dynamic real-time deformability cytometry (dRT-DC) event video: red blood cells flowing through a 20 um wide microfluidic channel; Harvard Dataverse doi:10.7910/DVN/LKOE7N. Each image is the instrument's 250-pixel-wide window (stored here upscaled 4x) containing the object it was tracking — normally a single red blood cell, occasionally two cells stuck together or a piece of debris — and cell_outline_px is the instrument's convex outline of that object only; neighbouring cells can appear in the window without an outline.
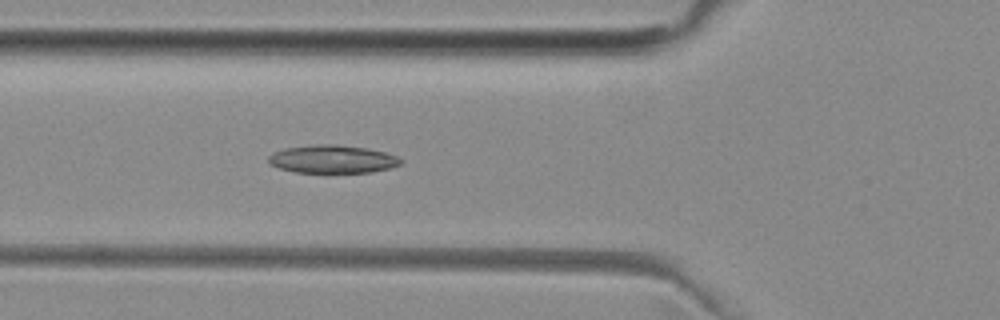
{"species": "common noctule bat (a hibernating species)", "species_latin": "Nyctalus noctula", "temperature_condition": "room temperature", "stored_images_in_passage": 52, "camera_frame_rate_fps": 3000, "um_per_image_px": 0.085, "animal": {"sex": "female", "body_mass_g": 29.2, "forearm_length_mm": 56.3}, "frame": {"image": 1, "passage_image": 18, "time_ms": 5.667, "image_size_px": [1000, 320], "cell_outline_px": [[404, 160], [400, 164], [392, 168], [372, 172], [296, 172], [280, 168], [272, 164], [268, 160], [268, 156], [272, 152], [284, 148], [316, 144], [336, 144], [364, 148], [384, 152], [396, 156]], "centroid_in_image_um": [28.27, 13.52], "position_along_channel_um": 97.5, "area_um2": 21.5}}
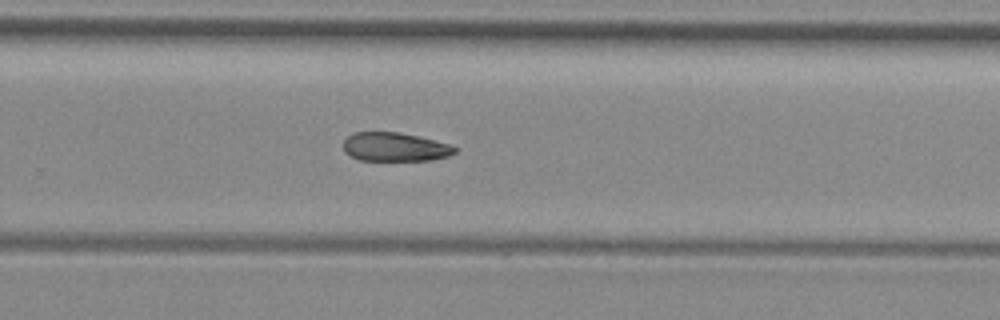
{"frame": {"image": 2, "passage_image": 33, "time_ms": 10.667, "image_size_px": [1000, 320], "cell_outline_px": [[456, 152], [448, 156], [432, 160], [360, 160], [344, 152], [344, 140], [352, 132], [400, 132], [420, 136], [452, 144], [456, 148]], "centroid_in_image_um": [33.6, 12.48], "position_along_channel_um": 296.2, "area_um2": 18.84}}
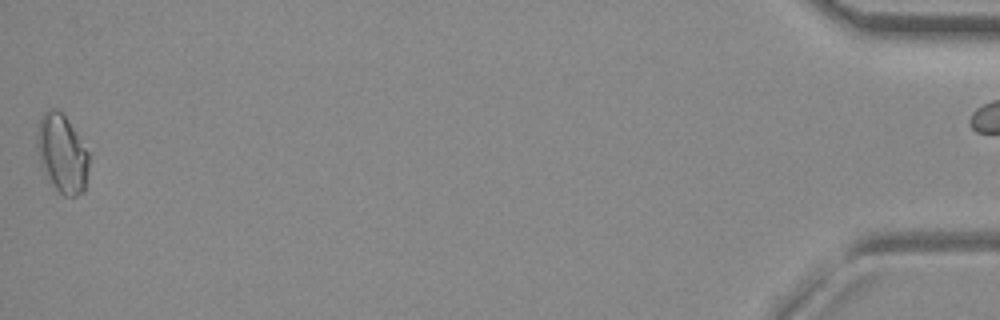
{"frame": {"image": 3, "passage_image": 51, "time_ms": 16.667, "image_size_px": [1000, 320], "cell_outline_px": [[88, 168], [84, 192], [76, 196], [64, 196], [52, 184], [44, 172], [40, 164], [36, 152], [36, 132], [40, 120], [44, 112], [48, 108], [56, 108], [64, 116], [88, 152]], "centroid_in_image_um": [5.23, 13.07], "position_along_channel_um": 430.0, "area_um2": 23.47}}